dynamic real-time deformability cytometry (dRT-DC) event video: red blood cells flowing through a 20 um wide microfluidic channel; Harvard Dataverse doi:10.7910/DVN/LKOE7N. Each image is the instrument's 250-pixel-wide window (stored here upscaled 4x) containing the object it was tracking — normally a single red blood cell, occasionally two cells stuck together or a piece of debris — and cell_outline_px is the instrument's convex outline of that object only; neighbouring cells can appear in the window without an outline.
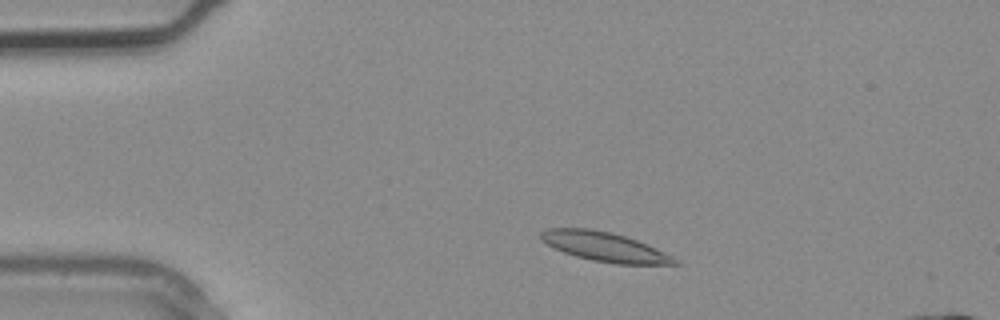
{"species": "common noctule bat (a hibernating species)", "species_latin": "Nyctalus noctula", "temperature_condition": "warm", "stored_images_in_passage": 3, "camera_frame_rate_fps": 3000, "um_per_image_px": 0.085, "animal": {"sex": "male", "body_mass_g": 20.4}, "frame": {"image": 1, "passage_image": 2, "time_ms": 0.333, "image_size_px": [1000, 320], "cell_outline_px": [[680, 264], [616, 264], [592, 260], [576, 256], [564, 252], [540, 240], [540, 232], [548, 228], [588, 228], [612, 232], [648, 244], [680, 260]], "centroid_in_image_um": [51.41, 20.97], "position_along_channel_um": 33.6, "area_um2": 22.77}}